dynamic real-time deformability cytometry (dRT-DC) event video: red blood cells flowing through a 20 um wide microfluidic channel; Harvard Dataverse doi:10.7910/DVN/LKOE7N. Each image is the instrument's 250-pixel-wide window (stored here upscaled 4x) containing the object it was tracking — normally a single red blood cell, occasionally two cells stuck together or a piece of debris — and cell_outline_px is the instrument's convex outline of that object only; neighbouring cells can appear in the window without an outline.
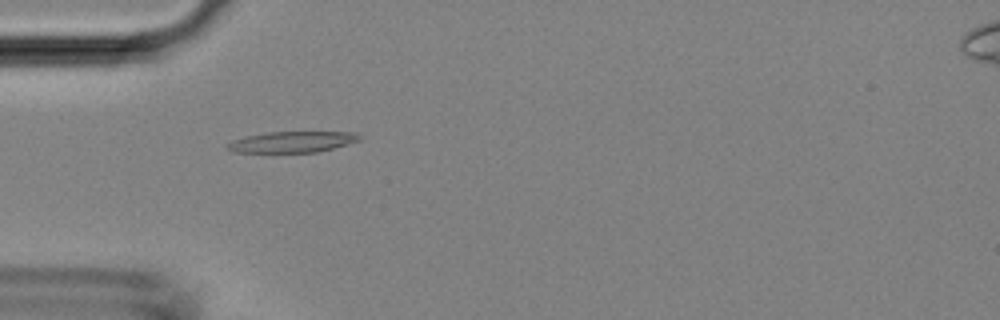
{"species": "Egyptian fruit bat (a non-hibernating species)", "species_latin": "Rousettus aegyptiacus", "temperature_condition": "room temperature", "stored_images_in_passage": 46, "camera_frame_rate_fps": 3000, "um_per_image_px": 0.085, "animal": {"sex": "female"}, "frame": {"image": 1, "passage_image": 14, "time_ms": 4.333, "image_size_px": [1000, 320], "cell_outline_px": [[360, 140], [332, 148], [316, 152], [232, 152], [224, 148], [224, 144], [232, 140], [244, 136], [268, 132], [356, 132], [360, 136]], "centroid_in_image_um": [24.74, 12.06], "position_along_channel_um": 60.3, "area_um2": 16.18}}
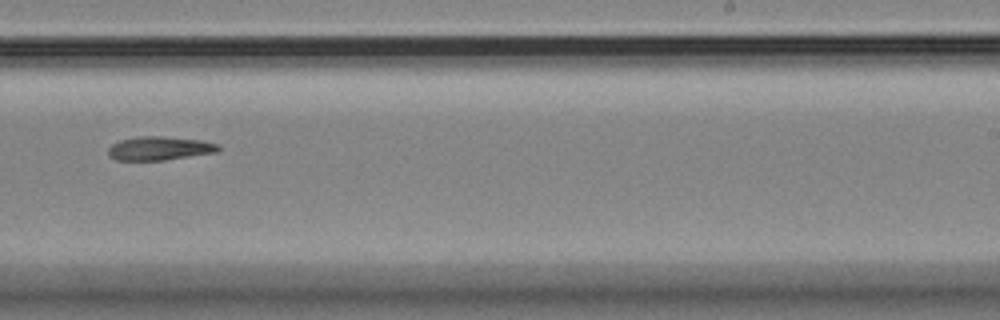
{"frame": {"image": 2, "passage_image": 29, "time_ms": 9.333, "image_size_px": [1000, 320], "cell_outline_px": [[220, 148], [216, 152], [164, 160], [116, 160], [108, 156], [108, 148], [112, 144], [120, 140], [136, 136], [164, 136], [200, 140], [220, 144]], "centroid_in_image_um": [13.53, 12.6], "position_along_channel_um": 275.5, "area_um2": 15.26}}
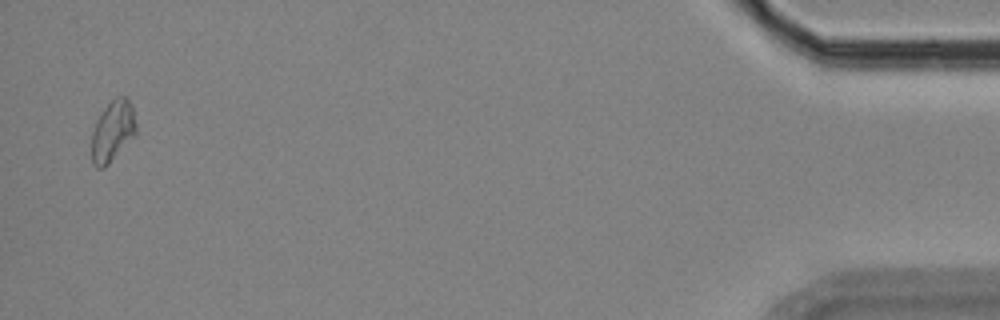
{"frame": {"image": 3, "passage_image": 45, "time_ms": 14.667, "image_size_px": [1000, 320], "cell_outline_px": [[136, 136], [104, 168], [96, 168], [92, 164], [92, 132], [96, 120], [104, 108], [116, 96], [124, 96], [128, 100], [132, 108], [136, 124]], "centroid_in_image_um": [9.58, 11.17], "position_along_channel_um": 425.6, "area_um2": 15.84}}